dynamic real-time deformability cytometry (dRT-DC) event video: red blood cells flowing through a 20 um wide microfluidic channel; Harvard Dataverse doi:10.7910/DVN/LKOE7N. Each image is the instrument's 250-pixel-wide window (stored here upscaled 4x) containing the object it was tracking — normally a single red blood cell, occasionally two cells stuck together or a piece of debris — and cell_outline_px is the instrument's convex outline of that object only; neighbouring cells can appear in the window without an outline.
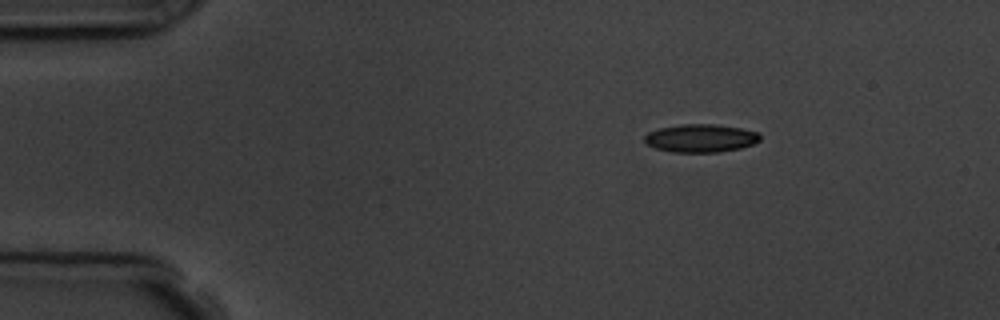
{"species": "common noctule bat (a hibernating species)", "species_latin": "Nyctalus noctula", "temperature_condition": "room temperature", "stored_images_in_passage": 3, "camera_frame_rate_fps": 3000, "um_per_image_px": 0.085, "animal": {"sex": "male", "body_mass_g": 19.5, "forearm_length_mm": 54.6}, "frame": {"image": 1, "passage_image": 1, "time_ms": 0.0, "image_size_px": [1000, 320], "cell_outline_px": [[760, 140], [752, 144], [740, 148], [720, 152], [672, 152], [656, 148], [648, 144], [644, 140], [644, 136], [648, 132], [660, 128], [680, 124], [716, 124], [740, 128], [760, 132]], "centroid_in_image_um": [59.57, 11.74], "position_along_channel_um": 25.4, "area_um2": 18.9}}